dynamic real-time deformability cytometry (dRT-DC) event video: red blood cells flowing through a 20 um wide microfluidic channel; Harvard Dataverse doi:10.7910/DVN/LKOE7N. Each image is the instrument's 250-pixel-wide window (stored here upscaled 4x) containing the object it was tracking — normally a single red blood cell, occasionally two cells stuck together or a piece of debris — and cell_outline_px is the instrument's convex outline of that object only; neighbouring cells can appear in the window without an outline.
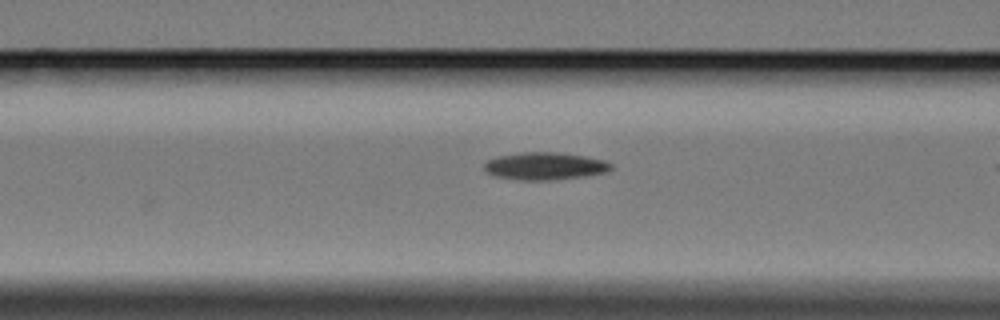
{"species": "Egyptian fruit bat (a non-hibernating species)", "species_latin": "Rousettus aegyptiacus", "temperature_condition": "cold", "stored_images_in_passage": 4, "camera_frame_rate_fps": 3000, "um_per_image_px": 0.085, "animal": {"sex": "female"}, "frame": {"image": 1, "passage_image": 4, "time_ms": 3.333, "image_size_px": [1000, 320], "cell_outline_px": [[612, 168], [604, 172], [584, 176], [548, 180], [520, 180], [492, 176], [484, 168], [484, 164], [488, 160], [496, 156], [520, 152], [556, 152], [584, 156], [604, 160], [612, 164]], "centroid_in_image_um": [46.27, 14.11], "position_along_channel_um": 120.3, "area_um2": 20.23}}